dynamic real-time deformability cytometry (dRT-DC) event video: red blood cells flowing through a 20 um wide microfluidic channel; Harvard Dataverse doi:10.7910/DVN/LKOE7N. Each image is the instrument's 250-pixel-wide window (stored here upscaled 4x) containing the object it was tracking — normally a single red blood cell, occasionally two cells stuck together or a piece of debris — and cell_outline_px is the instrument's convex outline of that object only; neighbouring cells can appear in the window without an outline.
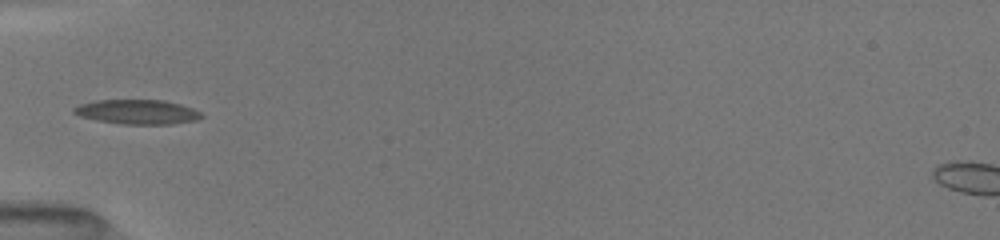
{"species": "common noctule bat (a hibernating species)", "species_latin": "Nyctalus noctula", "temperature_condition": "room temperature", "stored_images_in_passage": 13, "camera_frame_rate_fps": 3000, "um_per_image_px": 0.085, "animal": {"sex": "female", "body_mass_g": 19.5, "forearm_length_mm": 54.1}, "frame": {"image": 1, "passage_image": 1, "time_ms": 0.0, "image_size_px": [1000, 240], "cell_outline_px": [[204, 116], [196, 120], [172, 124], [124, 124], [100, 120], [80, 116], [72, 112], [72, 108], [80, 104], [96, 100], [164, 100], [180, 104], [192, 108], [200, 112]], "centroid_in_image_um": [11.68, 9.5], "position_along_channel_um": 73.3, "area_um2": 18.09}}
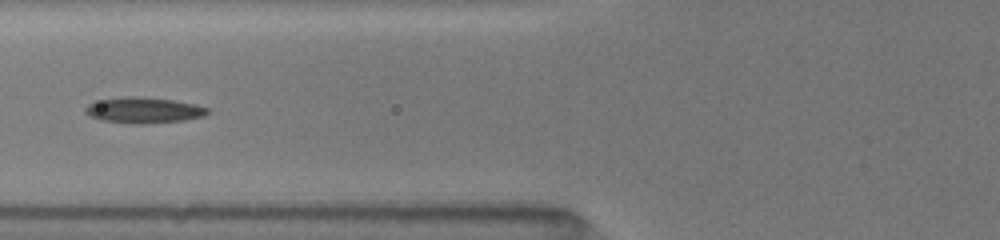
{"frame": {"image": 2, "passage_image": 8, "time_ms": 1.0, "image_size_px": [1000, 240], "cell_outline_px": [[212, 112], [204, 116], [184, 120], [144, 124], [136, 124], [100, 120], [88, 116], [84, 112], [84, 108], [88, 104], [104, 100], [124, 96], [136, 96], [176, 100], [196, 104], [208, 108]], "centroid_in_image_um": [12.25, 9.37], "position_along_channel_um": 113.6, "area_um2": 18.55}}